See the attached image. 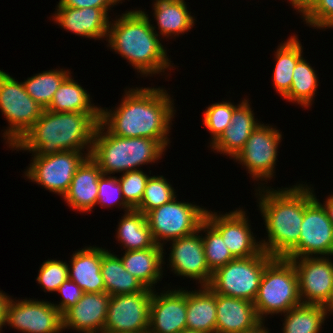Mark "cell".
<instances>
[{"label": "cell", "instance_id": "cell-1", "mask_svg": "<svg viewBox=\"0 0 333 333\" xmlns=\"http://www.w3.org/2000/svg\"><path fill=\"white\" fill-rule=\"evenodd\" d=\"M115 108L101 107L100 124L112 135L157 140L165 149L171 145L170 130L174 99L165 87L126 88Z\"/></svg>", "mask_w": 333, "mask_h": 333}, {"label": "cell", "instance_id": "cell-2", "mask_svg": "<svg viewBox=\"0 0 333 333\" xmlns=\"http://www.w3.org/2000/svg\"><path fill=\"white\" fill-rule=\"evenodd\" d=\"M148 15L140 8L116 15L115 20L109 23L106 39L109 49L120 54L135 69L137 75L146 78L175 70V65L171 63L167 49L161 42L162 38L151 27L152 20Z\"/></svg>", "mask_w": 333, "mask_h": 333}, {"label": "cell", "instance_id": "cell-3", "mask_svg": "<svg viewBox=\"0 0 333 333\" xmlns=\"http://www.w3.org/2000/svg\"><path fill=\"white\" fill-rule=\"evenodd\" d=\"M99 122L100 112H52L44 109L40 118L10 150L41 156L82 151L90 156Z\"/></svg>", "mask_w": 333, "mask_h": 333}, {"label": "cell", "instance_id": "cell-4", "mask_svg": "<svg viewBox=\"0 0 333 333\" xmlns=\"http://www.w3.org/2000/svg\"><path fill=\"white\" fill-rule=\"evenodd\" d=\"M257 206L267 232L261 248L273 257H285L299 242L305 209V184L254 190ZM265 222V223H264Z\"/></svg>", "mask_w": 333, "mask_h": 333}, {"label": "cell", "instance_id": "cell-5", "mask_svg": "<svg viewBox=\"0 0 333 333\" xmlns=\"http://www.w3.org/2000/svg\"><path fill=\"white\" fill-rule=\"evenodd\" d=\"M166 150L151 138L112 135L99 123L90 157L98 164L102 174L114 175L141 170L143 165L158 163Z\"/></svg>", "mask_w": 333, "mask_h": 333}, {"label": "cell", "instance_id": "cell-6", "mask_svg": "<svg viewBox=\"0 0 333 333\" xmlns=\"http://www.w3.org/2000/svg\"><path fill=\"white\" fill-rule=\"evenodd\" d=\"M253 304L262 321H267L268 315L281 316L302 304L298 276L291 260L275 257L265 267Z\"/></svg>", "mask_w": 333, "mask_h": 333}, {"label": "cell", "instance_id": "cell-7", "mask_svg": "<svg viewBox=\"0 0 333 333\" xmlns=\"http://www.w3.org/2000/svg\"><path fill=\"white\" fill-rule=\"evenodd\" d=\"M42 108L26 92L23 82L0 70V112L8 122L2 137L11 149L43 113Z\"/></svg>", "mask_w": 333, "mask_h": 333}, {"label": "cell", "instance_id": "cell-8", "mask_svg": "<svg viewBox=\"0 0 333 333\" xmlns=\"http://www.w3.org/2000/svg\"><path fill=\"white\" fill-rule=\"evenodd\" d=\"M274 258L264 250L249 258H234L213 272L208 286L217 294L253 302L265 267Z\"/></svg>", "mask_w": 333, "mask_h": 333}, {"label": "cell", "instance_id": "cell-9", "mask_svg": "<svg viewBox=\"0 0 333 333\" xmlns=\"http://www.w3.org/2000/svg\"><path fill=\"white\" fill-rule=\"evenodd\" d=\"M314 192L313 185H305V209L300 240L284 258L333 257V224Z\"/></svg>", "mask_w": 333, "mask_h": 333}, {"label": "cell", "instance_id": "cell-10", "mask_svg": "<svg viewBox=\"0 0 333 333\" xmlns=\"http://www.w3.org/2000/svg\"><path fill=\"white\" fill-rule=\"evenodd\" d=\"M207 208L197 204L178 201L177 196L170 202L146 214L153 239L157 245L195 233L205 220Z\"/></svg>", "mask_w": 333, "mask_h": 333}, {"label": "cell", "instance_id": "cell-11", "mask_svg": "<svg viewBox=\"0 0 333 333\" xmlns=\"http://www.w3.org/2000/svg\"><path fill=\"white\" fill-rule=\"evenodd\" d=\"M282 139L284 138L280 129L262 122L251 133L243 149L235 156L234 162L246 168L247 174L249 173L253 181H258L256 188L266 187L268 181L275 177L278 149Z\"/></svg>", "mask_w": 333, "mask_h": 333}, {"label": "cell", "instance_id": "cell-12", "mask_svg": "<svg viewBox=\"0 0 333 333\" xmlns=\"http://www.w3.org/2000/svg\"><path fill=\"white\" fill-rule=\"evenodd\" d=\"M24 179L42 186L61 198L68 192L78 167L88 157L82 151H63L45 156L31 155Z\"/></svg>", "mask_w": 333, "mask_h": 333}, {"label": "cell", "instance_id": "cell-13", "mask_svg": "<svg viewBox=\"0 0 333 333\" xmlns=\"http://www.w3.org/2000/svg\"><path fill=\"white\" fill-rule=\"evenodd\" d=\"M22 333H62V315L51 301L13 299L6 306L5 326Z\"/></svg>", "mask_w": 333, "mask_h": 333}, {"label": "cell", "instance_id": "cell-14", "mask_svg": "<svg viewBox=\"0 0 333 333\" xmlns=\"http://www.w3.org/2000/svg\"><path fill=\"white\" fill-rule=\"evenodd\" d=\"M213 211L207 209L205 220L222 236L234 258H249L262 251L260 240L252 231L245 208L239 207L225 214Z\"/></svg>", "mask_w": 333, "mask_h": 333}, {"label": "cell", "instance_id": "cell-15", "mask_svg": "<svg viewBox=\"0 0 333 333\" xmlns=\"http://www.w3.org/2000/svg\"><path fill=\"white\" fill-rule=\"evenodd\" d=\"M152 293V289L146 288L134 294L111 296L104 332H148Z\"/></svg>", "mask_w": 333, "mask_h": 333}, {"label": "cell", "instance_id": "cell-16", "mask_svg": "<svg viewBox=\"0 0 333 333\" xmlns=\"http://www.w3.org/2000/svg\"><path fill=\"white\" fill-rule=\"evenodd\" d=\"M331 256L286 258L293 262L303 304L324 306L333 288Z\"/></svg>", "mask_w": 333, "mask_h": 333}, {"label": "cell", "instance_id": "cell-17", "mask_svg": "<svg viewBox=\"0 0 333 333\" xmlns=\"http://www.w3.org/2000/svg\"><path fill=\"white\" fill-rule=\"evenodd\" d=\"M169 245H171V249L168 254L167 268L170 267V271L176 276L193 279L199 286H208L213 272L206 262L200 231L197 230L188 236L171 240Z\"/></svg>", "mask_w": 333, "mask_h": 333}, {"label": "cell", "instance_id": "cell-18", "mask_svg": "<svg viewBox=\"0 0 333 333\" xmlns=\"http://www.w3.org/2000/svg\"><path fill=\"white\" fill-rule=\"evenodd\" d=\"M175 288V289H174ZM153 290L150 303L149 333H180L187 328L186 289Z\"/></svg>", "mask_w": 333, "mask_h": 333}, {"label": "cell", "instance_id": "cell-19", "mask_svg": "<svg viewBox=\"0 0 333 333\" xmlns=\"http://www.w3.org/2000/svg\"><path fill=\"white\" fill-rule=\"evenodd\" d=\"M55 10L51 15L52 21L65 31L89 39L106 41L111 20L109 11L112 9L56 6Z\"/></svg>", "mask_w": 333, "mask_h": 333}, {"label": "cell", "instance_id": "cell-20", "mask_svg": "<svg viewBox=\"0 0 333 333\" xmlns=\"http://www.w3.org/2000/svg\"><path fill=\"white\" fill-rule=\"evenodd\" d=\"M110 298L106 292L83 293L81 299L62 315V330L104 332Z\"/></svg>", "mask_w": 333, "mask_h": 333}, {"label": "cell", "instance_id": "cell-21", "mask_svg": "<svg viewBox=\"0 0 333 333\" xmlns=\"http://www.w3.org/2000/svg\"><path fill=\"white\" fill-rule=\"evenodd\" d=\"M249 98H244L234 109L231 124L209 147L211 152L224 154L231 160L243 149L251 133L261 123L255 118Z\"/></svg>", "mask_w": 333, "mask_h": 333}, {"label": "cell", "instance_id": "cell-22", "mask_svg": "<svg viewBox=\"0 0 333 333\" xmlns=\"http://www.w3.org/2000/svg\"><path fill=\"white\" fill-rule=\"evenodd\" d=\"M101 175L98 164L88 156L78 167L68 192L62 198L66 206L82 214L92 212L97 203Z\"/></svg>", "mask_w": 333, "mask_h": 333}, {"label": "cell", "instance_id": "cell-23", "mask_svg": "<svg viewBox=\"0 0 333 333\" xmlns=\"http://www.w3.org/2000/svg\"><path fill=\"white\" fill-rule=\"evenodd\" d=\"M68 264L69 279L77 283L84 293L105 292L101 274L102 247L85 246L74 251Z\"/></svg>", "mask_w": 333, "mask_h": 333}, {"label": "cell", "instance_id": "cell-24", "mask_svg": "<svg viewBox=\"0 0 333 333\" xmlns=\"http://www.w3.org/2000/svg\"><path fill=\"white\" fill-rule=\"evenodd\" d=\"M152 6L157 23L151 24V27L159 37L176 39V36L190 32L197 21L189 11L185 0H154Z\"/></svg>", "mask_w": 333, "mask_h": 333}, {"label": "cell", "instance_id": "cell-25", "mask_svg": "<svg viewBox=\"0 0 333 333\" xmlns=\"http://www.w3.org/2000/svg\"><path fill=\"white\" fill-rule=\"evenodd\" d=\"M216 333H242L259 319L253 302L216 293Z\"/></svg>", "mask_w": 333, "mask_h": 333}, {"label": "cell", "instance_id": "cell-26", "mask_svg": "<svg viewBox=\"0 0 333 333\" xmlns=\"http://www.w3.org/2000/svg\"><path fill=\"white\" fill-rule=\"evenodd\" d=\"M122 253L120 259L125 270L139 279L146 288L155 290V285L162 281L165 274L163 270L167 252L164 247L156 244L144 250H130Z\"/></svg>", "mask_w": 333, "mask_h": 333}, {"label": "cell", "instance_id": "cell-27", "mask_svg": "<svg viewBox=\"0 0 333 333\" xmlns=\"http://www.w3.org/2000/svg\"><path fill=\"white\" fill-rule=\"evenodd\" d=\"M187 290V329L216 333V293L209 286Z\"/></svg>", "mask_w": 333, "mask_h": 333}, {"label": "cell", "instance_id": "cell-28", "mask_svg": "<svg viewBox=\"0 0 333 333\" xmlns=\"http://www.w3.org/2000/svg\"><path fill=\"white\" fill-rule=\"evenodd\" d=\"M298 35L290 36L278 44L274 52L275 68L273 69V88L278 95L284 97L291 88L293 70L297 62L304 56L303 46Z\"/></svg>", "mask_w": 333, "mask_h": 333}, {"label": "cell", "instance_id": "cell-29", "mask_svg": "<svg viewBox=\"0 0 333 333\" xmlns=\"http://www.w3.org/2000/svg\"><path fill=\"white\" fill-rule=\"evenodd\" d=\"M102 248L101 274L105 292L110 296L119 294H134L144 291L146 287L139 279L125 270L119 255Z\"/></svg>", "mask_w": 333, "mask_h": 333}, {"label": "cell", "instance_id": "cell-30", "mask_svg": "<svg viewBox=\"0 0 333 333\" xmlns=\"http://www.w3.org/2000/svg\"><path fill=\"white\" fill-rule=\"evenodd\" d=\"M115 236L125 251L144 250L156 245L146 215L135 209L125 212L119 219Z\"/></svg>", "mask_w": 333, "mask_h": 333}, {"label": "cell", "instance_id": "cell-31", "mask_svg": "<svg viewBox=\"0 0 333 333\" xmlns=\"http://www.w3.org/2000/svg\"><path fill=\"white\" fill-rule=\"evenodd\" d=\"M69 75L54 93L50 105L52 112H100L101 106L92 103L89 92Z\"/></svg>", "mask_w": 333, "mask_h": 333}, {"label": "cell", "instance_id": "cell-32", "mask_svg": "<svg viewBox=\"0 0 333 333\" xmlns=\"http://www.w3.org/2000/svg\"><path fill=\"white\" fill-rule=\"evenodd\" d=\"M317 76L315 68L303 56L293 70L292 85L290 91L283 97L284 100L296 103L305 109L311 108L319 87L320 80Z\"/></svg>", "mask_w": 333, "mask_h": 333}, {"label": "cell", "instance_id": "cell-33", "mask_svg": "<svg viewBox=\"0 0 333 333\" xmlns=\"http://www.w3.org/2000/svg\"><path fill=\"white\" fill-rule=\"evenodd\" d=\"M282 315V333H320L327 319L323 306L303 303Z\"/></svg>", "mask_w": 333, "mask_h": 333}, {"label": "cell", "instance_id": "cell-34", "mask_svg": "<svg viewBox=\"0 0 333 333\" xmlns=\"http://www.w3.org/2000/svg\"><path fill=\"white\" fill-rule=\"evenodd\" d=\"M69 70L57 68L41 71V73L34 74L22 82L28 95L42 108L46 109L62 82L72 74Z\"/></svg>", "mask_w": 333, "mask_h": 333}, {"label": "cell", "instance_id": "cell-35", "mask_svg": "<svg viewBox=\"0 0 333 333\" xmlns=\"http://www.w3.org/2000/svg\"><path fill=\"white\" fill-rule=\"evenodd\" d=\"M198 230L202 233L206 262L212 272L234 259L222 236L206 220L200 224Z\"/></svg>", "mask_w": 333, "mask_h": 333}, {"label": "cell", "instance_id": "cell-36", "mask_svg": "<svg viewBox=\"0 0 333 333\" xmlns=\"http://www.w3.org/2000/svg\"><path fill=\"white\" fill-rule=\"evenodd\" d=\"M170 183L162 175L150 176L146 182L142 201L135 210L146 215L149 211L174 199L178 194Z\"/></svg>", "mask_w": 333, "mask_h": 333}, {"label": "cell", "instance_id": "cell-37", "mask_svg": "<svg viewBox=\"0 0 333 333\" xmlns=\"http://www.w3.org/2000/svg\"><path fill=\"white\" fill-rule=\"evenodd\" d=\"M239 104L222 101L211 104L203 112V124L211 135L209 144L212 145L231 124L234 109Z\"/></svg>", "mask_w": 333, "mask_h": 333}, {"label": "cell", "instance_id": "cell-38", "mask_svg": "<svg viewBox=\"0 0 333 333\" xmlns=\"http://www.w3.org/2000/svg\"><path fill=\"white\" fill-rule=\"evenodd\" d=\"M68 278V263L66 261L48 259L40 265L36 283L45 293H56L61 284Z\"/></svg>", "mask_w": 333, "mask_h": 333}, {"label": "cell", "instance_id": "cell-39", "mask_svg": "<svg viewBox=\"0 0 333 333\" xmlns=\"http://www.w3.org/2000/svg\"><path fill=\"white\" fill-rule=\"evenodd\" d=\"M149 177L143 170L128 171L118 177L123 199L131 209H136L142 201Z\"/></svg>", "mask_w": 333, "mask_h": 333}, {"label": "cell", "instance_id": "cell-40", "mask_svg": "<svg viewBox=\"0 0 333 333\" xmlns=\"http://www.w3.org/2000/svg\"><path fill=\"white\" fill-rule=\"evenodd\" d=\"M102 208L117 207L124 209V213L132 209L126 204L122 196L121 186L117 176L102 174L98 183V195L96 205Z\"/></svg>", "mask_w": 333, "mask_h": 333}, {"label": "cell", "instance_id": "cell-41", "mask_svg": "<svg viewBox=\"0 0 333 333\" xmlns=\"http://www.w3.org/2000/svg\"><path fill=\"white\" fill-rule=\"evenodd\" d=\"M301 18L309 27L330 30L333 28V0H317Z\"/></svg>", "mask_w": 333, "mask_h": 333}, {"label": "cell", "instance_id": "cell-42", "mask_svg": "<svg viewBox=\"0 0 333 333\" xmlns=\"http://www.w3.org/2000/svg\"><path fill=\"white\" fill-rule=\"evenodd\" d=\"M57 292L62 298L59 303L52 302V304L59 310L61 315L74 306L84 293L80 286L69 278L61 284Z\"/></svg>", "mask_w": 333, "mask_h": 333}, {"label": "cell", "instance_id": "cell-43", "mask_svg": "<svg viewBox=\"0 0 333 333\" xmlns=\"http://www.w3.org/2000/svg\"><path fill=\"white\" fill-rule=\"evenodd\" d=\"M124 0H59L57 6H65L72 8H100V9H112L118 4H122Z\"/></svg>", "mask_w": 333, "mask_h": 333}, {"label": "cell", "instance_id": "cell-44", "mask_svg": "<svg viewBox=\"0 0 333 333\" xmlns=\"http://www.w3.org/2000/svg\"><path fill=\"white\" fill-rule=\"evenodd\" d=\"M317 0H288L294 10L302 17Z\"/></svg>", "mask_w": 333, "mask_h": 333}, {"label": "cell", "instance_id": "cell-45", "mask_svg": "<svg viewBox=\"0 0 333 333\" xmlns=\"http://www.w3.org/2000/svg\"><path fill=\"white\" fill-rule=\"evenodd\" d=\"M10 296L0 290V333L5 326L6 306Z\"/></svg>", "mask_w": 333, "mask_h": 333}, {"label": "cell", "instance_id": "cell-46", "mask_svg": "<svg viewBox=\"0 0 333 333\" xmlns=\"http://www.w3.org/2000/svg\"><path fill=\"white\" fill-rule=\"evenodd\" d=\"M322 205L327 211L328 217L330 218L331 223L333 224V193L328 195L323 201Z\"/></svg>", "mask_w": 333, "mask_h": 333}, {"label": "cell", "instance_id": "cell-47", "mask_svg": "<svg viewBox=\"0 0 333 333\" xmlns=\"http://www.w3.org/2000/svg\"><path fill=\"white\" fill-rule=\"evenodd\" d=\"M270 329L266 327L265 321H260L253 328L243 331L242 333H270Z\"/></svg>", "mask_w": 333, "mask_h": 333}, {"label": "cell", "instance_id": "cell-48", "mask_svg": "<svg viewBox=\"0 0 333 333\" xmlns=\"http://www.w3.org/2000/svg\"><path fill=\"white\" fill-rule=\"evenodd\" d=\"M325 312H326V317L329 318V316L333 315V288L330 294L329 299L323 306Z\"/></svg>", "mask_w": 333, "mask_h": 333}, {"label": "cell", "instance_id": "cell-49", "mask_svg": "<svg viewBox=\"0 0 333 333\" xmlns=\"http://www.w3.org/2000/svg\"><path fill=\"white\" fill-rule=\"evenodd\" d=\"M180 333H201L196 330H191V329H183Z\"/></svg>", "mask_w": 333, "mask_h": 333}, {"label": "cell", "instance_id": "cell-50", "mask_svg": "<svg viewBox=\"0 0 333 333\" xmlns=\"http://www.w3.org/2000/svg\"><path fill=\"white\" fill-rule=\"evenodd\" d=\"M102 333H115V332H102ZM142 333H149V332H142Z\"/></svg>", "mask_w": 333, "mask_h": 333}]
</instances>
